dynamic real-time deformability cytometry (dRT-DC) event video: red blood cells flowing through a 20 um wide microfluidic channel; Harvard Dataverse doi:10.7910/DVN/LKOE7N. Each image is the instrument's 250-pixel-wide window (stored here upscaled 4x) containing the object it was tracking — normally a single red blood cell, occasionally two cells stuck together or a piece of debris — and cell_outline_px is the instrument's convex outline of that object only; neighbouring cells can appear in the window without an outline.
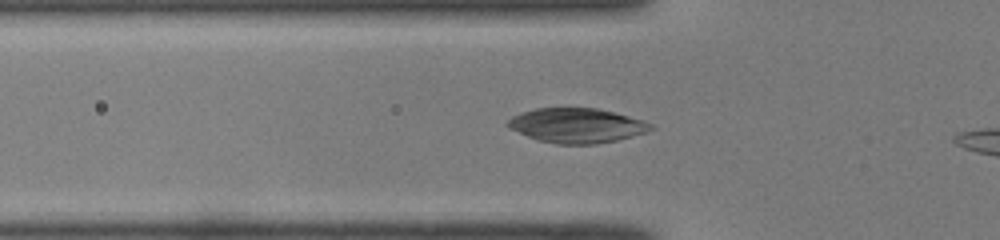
{"species": "common noctule bat (a hibernating species)", "species_latin": "Nyctalus noctula", "temperature_condition": "room temperature", "stored_images_in_passage": 32, "camera_frame_rate_fps": 3000, "um_per_image_px": 0.085, "animal": {"sex": "male", "body_mass_g": 19.0, "forearm_length_mm": 50.8}, "frame": {"image": 1, "passage_image": 8, "time_ms": 2.333, "image_size_px": [1000, 240], "cell_outline_px": [[656, 128], [632, 136], [616, 140], [596, 144], [556, 144], [536, 140], [504, 124], [512, 116], [520, 112], [536, 108], [596, 108], [644, 120], [652, 124]], "centroid_in_image_um": [49.01, 10.66], "position_along_channel_um": 76.8, "area_um2": 28.73}}
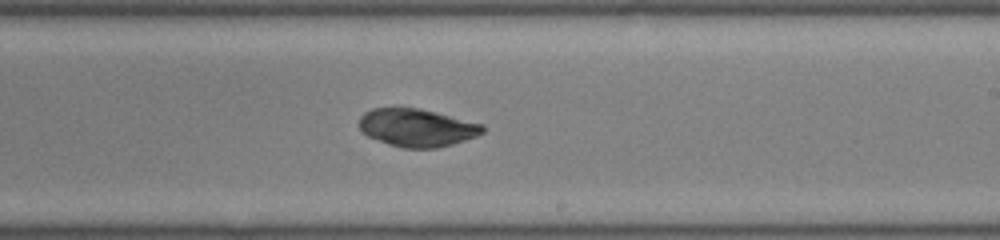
{"frame": {"image": 2, "passage_image": 21, "time_ms": 6.667, "image_size_px": [1000, 240], "cell_outline_px": [[484, 132], [476, 136], [452, 144], [436, 148], [404, 148], [388, 144], [368, 136], [360, 132], [360, 116], [364, 112], [372, 108], [420, 108], [484, 124]], "centroid_in_image_um": [35.43, 10.85], "position_along_channel_um": 253.6, "area_um2": 27.22}}
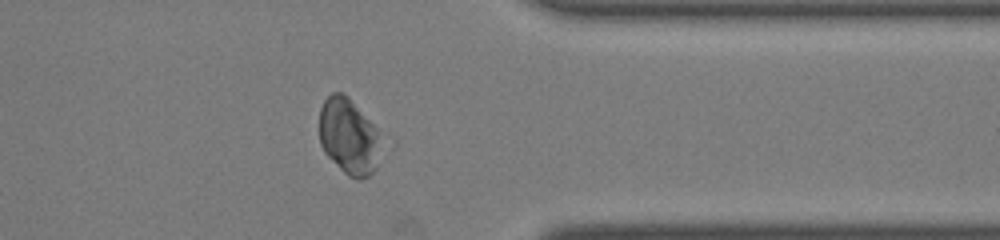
{"frame": {"image": 3, "passage_image": 31, "time_ms": 10.0, "image_size_px": [1000, 240], "cell_outline_px": [[376, 168], [368, 176], [360, 180], [356, 180], [348, 176], [324, 152], [320, 144], [320, 108], [324, 100], [332, 92], [340, 92], [348, 96], [376, 128]], "centroid_in_image_um": [29.56, 11.58], "position_along_channel_um": 381.8, "area_um2": 26.47}}